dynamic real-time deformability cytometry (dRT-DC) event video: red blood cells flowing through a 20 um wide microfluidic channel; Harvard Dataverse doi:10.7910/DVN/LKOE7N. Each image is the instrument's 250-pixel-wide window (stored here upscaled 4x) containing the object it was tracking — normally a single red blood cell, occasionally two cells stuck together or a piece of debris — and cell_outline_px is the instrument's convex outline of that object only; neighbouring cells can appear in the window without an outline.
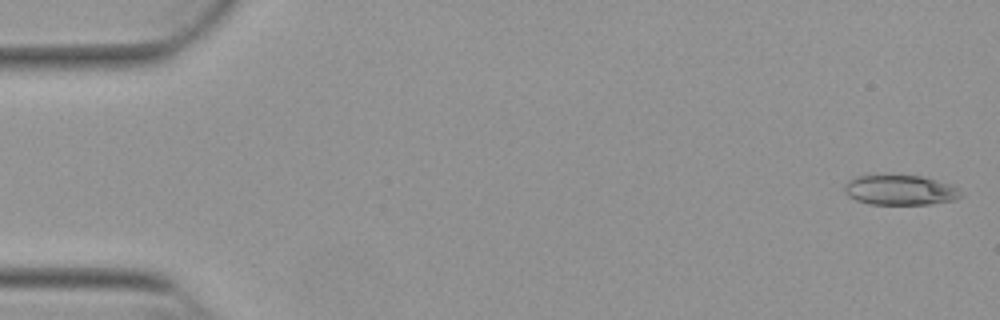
{"species": "Egyptian fruit bat (a non-hibernating species)", "species_latin": "Rousettus aegyptiacus", "temperature_condition": "warm", "stored_images_in_passage": 30, "camera_frame_rate_fps": 3000, "um_per_image_px": 0.085, "animal": {"sex": "female"}, "frame": {"image": 1, "passage_image": 1, "time_ms": 0.0, "image_size_px": [1000, 320], "cell_outline_px": [[964, 196], [952, 200], [932, 204], [868, 204], [856, 200], [848, 196], [844, 192], [844, 184], [848, 180], [856, 176], [924, 176], [952, 184], [960, 188], [964, 192]], "centroid_in_image_um": [76.57, 16.16], "position_along_channel_um": 8.4, "area_um2": 20.58}}
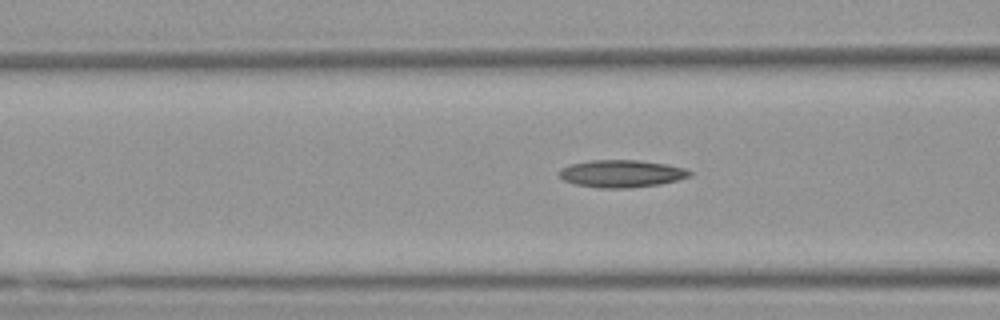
{"frame": {"image": 2, "passage_image": 20, "time_ms": 6.333, "image_size_px": [1000, 320], "cell_outline_px": [[692, 176], [660, 184], [628, 188], [600, 188], [576, 184], [564, 180], [560, 176], [560, 168], [572, 164], [592, 160], [640, 160], [668, 164], [684, 168], [692, 172]], "centroid_in_image_um": [52.86, 14.75], "position_along_channel_um": 113.7, "area_um2": 20.75}}
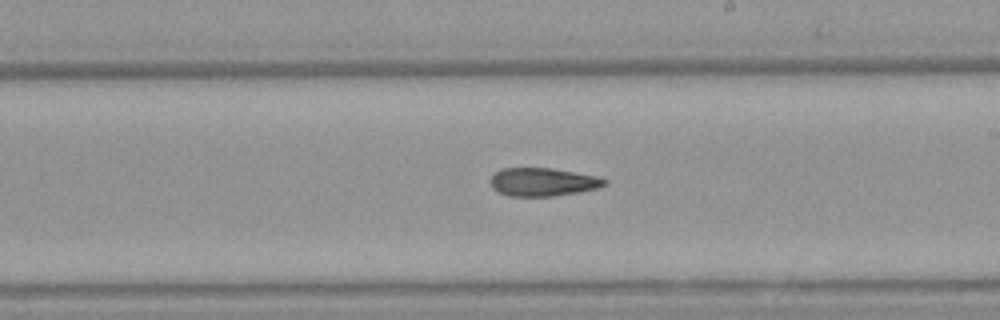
{"frame": {"image": 3, "passage_image": 30, "time_ms": 9.667, "image_size_px": [1000, 320], "cell_outline_px": [[608, 184], [596, 188], [580, 192], [552, 196], [508, 196], [496, 192], [492, 188], [488, 180], [500, 168], [552, 168], [600, 176], [608, 180]], "centroid_in_image_um": [46.14, 15.47], "position_along_channel_um": 242.9, "area_um2": 19.13}}